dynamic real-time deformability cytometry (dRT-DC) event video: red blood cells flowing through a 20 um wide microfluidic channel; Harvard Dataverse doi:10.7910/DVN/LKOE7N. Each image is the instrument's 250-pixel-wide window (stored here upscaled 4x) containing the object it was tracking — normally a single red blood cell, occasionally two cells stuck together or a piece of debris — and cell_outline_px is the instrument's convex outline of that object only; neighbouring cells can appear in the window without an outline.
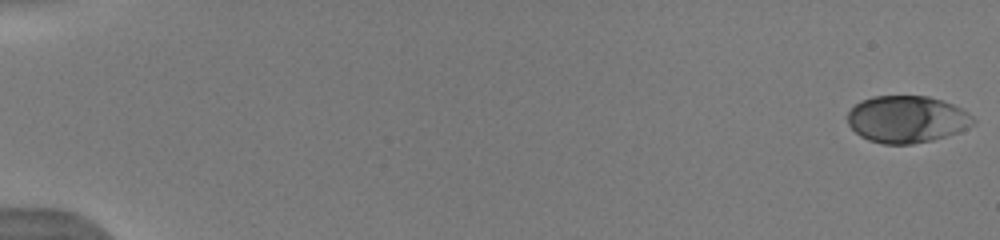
{"species": "human", "species_latin": "Homo sapiens", "temperature_condition": "warm", "stored_images_in_passage": 53, "camera_frame_rate_fps": 3000, "um_per_image_px": 0.085, "donor": {"sex": "male"}, "frame": {"image": 1, "passage_image": 1, "time_ms": 0.0, "image_size_px": [1000, 240], "cell_outline_px": [[976, 120], [968, 128], [960, 132], [932, 140], [912, 144], [884, 144], [868, 140], [860, 136], [848, 124], [848, 112], [860, 100], [872, 96], [928, 96], [952, 104], [968, 112]], "centroid_in_image_um": [77.08, 10.14], "position_along_channel_um": 7.9, "area_um2": 34.45}}
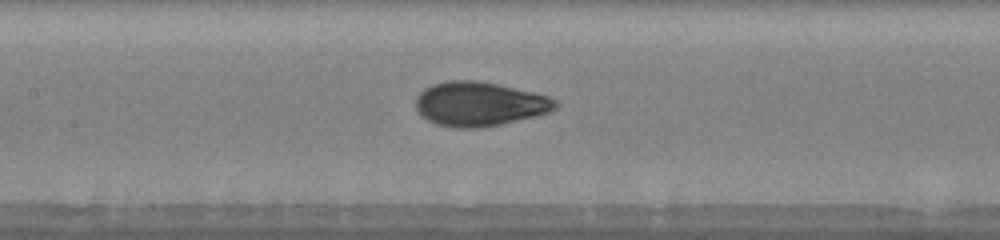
{"frame": {"image": 2, "passage_image": 27, "time_ms": 8.667, "image_size_px": [1000, 240], "cell_outline_px": [[560, 104], [556, 108], [548, 112], [500, 124], [480, 128], [456, 128], [436, 124], [420, 116], [416, 108], [416, 96], [424, 88], [432, 84], [448, 80], [476, 80], [496, 84], [532, 92], [548, 96], [556, 100]], "centroid_in_image_um": [40.7, 8.83], "position_along_channel_um": 166.7, "area_um2": 35.89}}
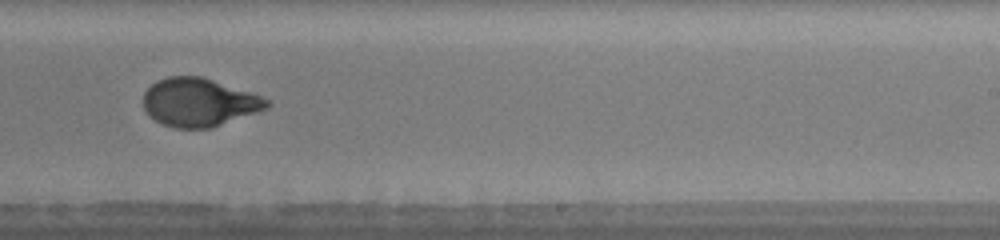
{"frame": {"image": 3, "passage_image": 35, "time_ms": 11.333, "image_size_px": [1000, 240], "cell_outline_px": [[272, 104], [268, 108], [212, 128], [172, 128], [148, 116], [144, 108], [144, 92], [156, 80], [168, 76], [200, 76], [272, 100]], "centroid_in_image_um": [16.91, 8.71], "position_along_channel_um": 272.1, "area_um2": 34.62}, "authors_computed_cell_mechanics": {"area_um2": 34.969, "velocity_mm_per_s": 3.9639, "shape_relaxation_time_tau1_ms": 3.9457, "shape_relaxation_time_tau2_ms": null, "deformation_change_tau1": 0.1967, "deformation_change_tau2": null}}